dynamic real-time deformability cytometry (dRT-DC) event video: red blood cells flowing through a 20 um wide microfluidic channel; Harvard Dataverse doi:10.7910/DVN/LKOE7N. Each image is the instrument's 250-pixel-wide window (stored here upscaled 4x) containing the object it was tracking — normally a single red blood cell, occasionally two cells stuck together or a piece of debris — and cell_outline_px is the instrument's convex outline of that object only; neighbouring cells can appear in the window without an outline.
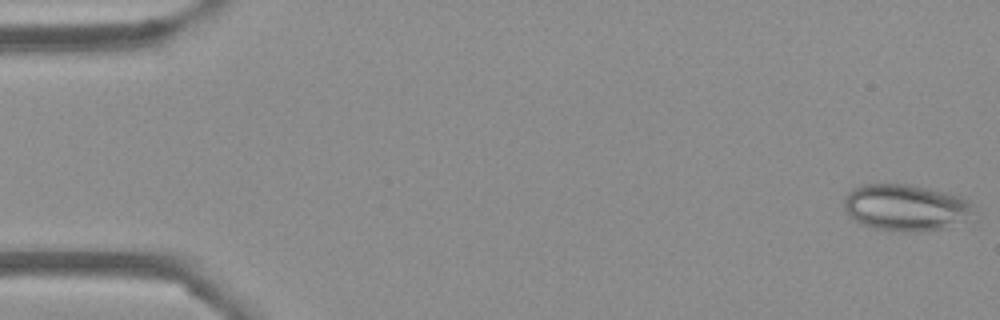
{"species": "Egyptian fruit bat (a non-hibernating species)", "species_latin": "Rousettus aegyptiacus", "temperature_condition": "cold", "stored_images_in_passage": 54, "camera_frame_rate_fps": 3000, "um_per_image_px": 0.085, "frame": {"image": 1, "passage_image": 1, "time_ms": 0.0, "image_size_px": [1000, 320], "cell_outline_px": [[980, 216], [976, 220], [944, 228], [920, 232], [904, 232], [872, 228], [860, 224], [852, 220], [848, 216], [844, 208], [844, 200], [848, 192], [852, 188], [860, 184], [908, 184], [964, 196], [968, 200]], "centroid_in_image_um": [77.08, 17.67], "position_along_channel_um": 7.9, "area_um2": 36.47}}
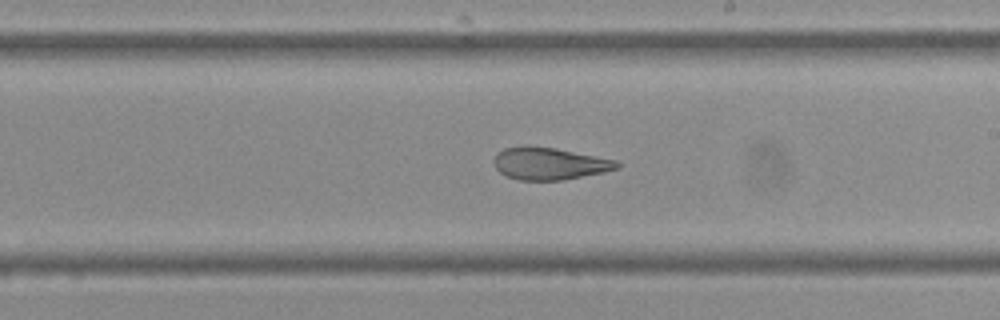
{"frame": {"image": 2, "passage_image": 31, "time_ms": 10.0, "image_size_px": [1000, 320], "cell_outline_px": [[620, 168], [604, 172], [564, 180], [520, 180], [504, 176], [496, 168], [492, 160], [496, 152], [504, 148], [524, 144], [528, 144], [556, 148], [616, 160], [620, 164]], "centroid_in_image_um": [46.65, 13.88], "position_along_channel_um": 242.4, "area_um2": 23.58}}
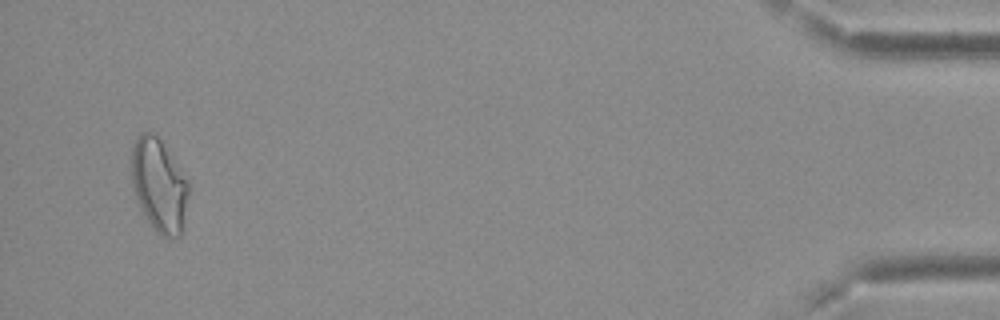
{"frame": {"image": 3, "passage_image": 52, "time_ms": 17.0, "image_size_px": [1000, 320], "cell_outline_px": [[188, 196], [180, 236], [168, 240], [160, 236], [156, 232], [140, 212], [132, 184], [132, 144], [140, 132], [156, 132], [188, 180]], "centroid_in_image_um": [13.5, 15.76], "position_along_channel_um": 421.7, "area_um2": 31.44}, "authors_computed_cell_mechanics": {"area_um2": 27.455, "velocity_mm_per_s": 3.7165, "shape_relaxation_time_tau1_ms": null, "shape_relaxation_time_tau2_ms": 2.3768, "deformation_change_tau1": null, "deformation_change_tau2": 0.0946}}